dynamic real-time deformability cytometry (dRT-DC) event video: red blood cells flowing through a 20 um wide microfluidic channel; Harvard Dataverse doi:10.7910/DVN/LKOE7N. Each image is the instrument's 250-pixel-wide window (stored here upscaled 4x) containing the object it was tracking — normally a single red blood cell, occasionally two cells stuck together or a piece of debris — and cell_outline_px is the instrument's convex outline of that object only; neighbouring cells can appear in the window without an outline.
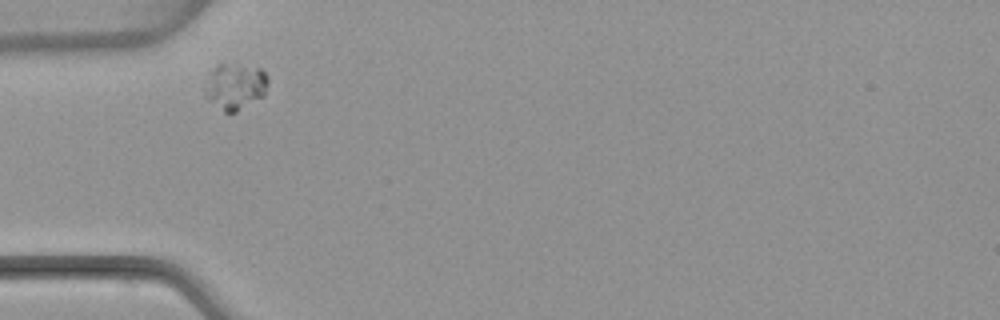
{"species": "common noctule bat (a hibernating species)", "species_latin": "Nyctalus noctula", "temperature_condition": "warm", "stored_images_in_passage": 2, "camera_frame_rate_fps": 3000, "um_per_image_px": 0.085, "animal": {"sex": "female", "body_mass_g": 22.7, "forearm_length_mm": 54.2}, "frame": {"image": 1, "passage_image": 1, "time_ms": 0.0, "image_size_px": [1000, 320], "cell_outline_px": [[268, 84], [264, 96], [236, 112], [224, 112], [204, 96], [204, 88], [212, 68], [216, 64], [224, 64], [260, 68], [268, 76]], "centroid_in_image_um": [19.99, 7.36], "position_along_channel_um": 65.0, "area_um2": 16.94}}
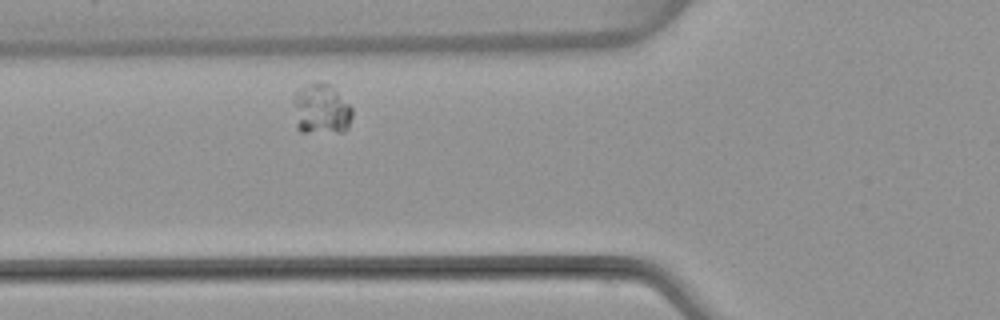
{"frame": {"image": 2, "passage_image": 2, "time_ms": 1.0, "image_size_px": [1000, 320], "cell_outline_px": [[352, 116], [348, 128], [344, 132], [300, 132], [296, 128], [292, 100], [292, 96], [296, 92], [308, 84], [328, 84], [352, 108]], "centroid_in_image_um": [27.25, 9.34], "position_along_channel_um": 98.5, "area_um2": 17.17}}